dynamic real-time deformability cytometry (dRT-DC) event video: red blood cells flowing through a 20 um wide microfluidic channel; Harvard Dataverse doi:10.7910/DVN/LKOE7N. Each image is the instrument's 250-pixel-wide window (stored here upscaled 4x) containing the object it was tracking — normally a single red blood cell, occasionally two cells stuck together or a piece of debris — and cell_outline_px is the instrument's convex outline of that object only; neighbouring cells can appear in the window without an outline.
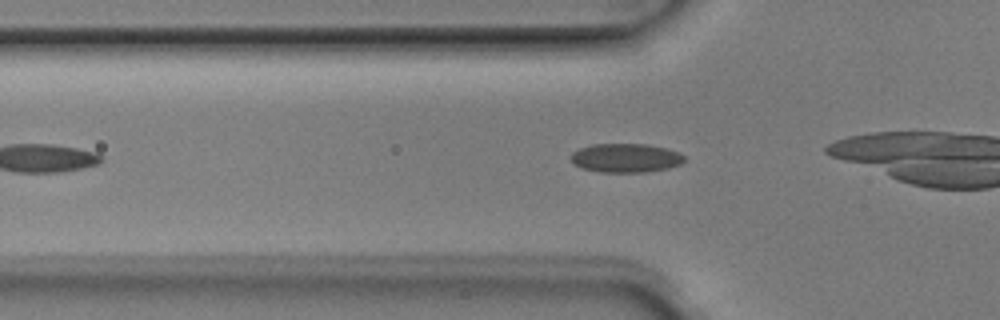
{"species": "Egyptian fruit bat (a non-hibernating species)", "species_latin": "Rousettus aegyptiacus", "temperature_condition": "room temperature", "stored_images_in_passage": 28, "camera_frame_rate_fps": 3000, "um_per_image_px": 0.085, "animal": {"sex": "male"}, "frame": {"image": 1, "passage_image": 5, "time_ms": 1.333, "image_size_px": [1000, 320], "cell_outline_px": [[684, 160], [680, 164], [668, 168], [644, 172], [600, 172], [584, 168], [576, 164], [572, 160], [572, 152], [580, 148], [592, 144], [648, 144], [668, 148], [680, 152], [684, 156]], "centroid_in_image_um": [53.23, 13.41], "position_along_channel_um": 72.6, "area_um2": 19.02}}
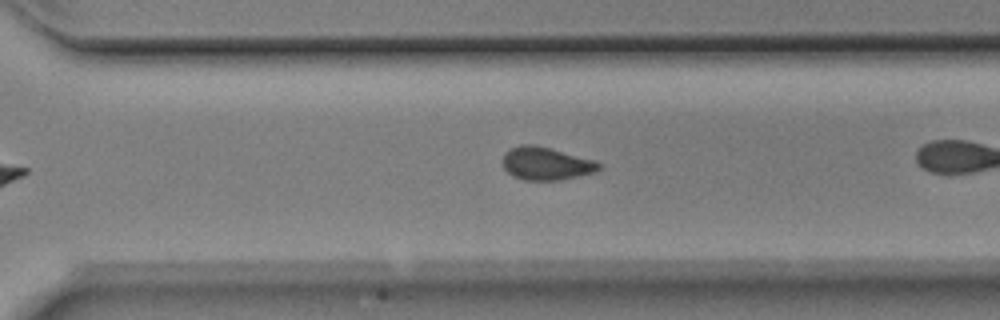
{"frame": {"image": 2, "passage_image": 24, "time_ms": 7.667, "image_size_px": [1000, 320], "cell_outline_px": [[604, 164], [600, 168], [592, 172], [560, 180], [524, 180], [512, 176], [504, 168], [504, 156], [512, 148], [520, 144], [536, 144], [596, 160]], "centroid_in_image_um": [46.45, 13.89], "position_along_channel_um": 324.2, "area_um2": 18.38}}